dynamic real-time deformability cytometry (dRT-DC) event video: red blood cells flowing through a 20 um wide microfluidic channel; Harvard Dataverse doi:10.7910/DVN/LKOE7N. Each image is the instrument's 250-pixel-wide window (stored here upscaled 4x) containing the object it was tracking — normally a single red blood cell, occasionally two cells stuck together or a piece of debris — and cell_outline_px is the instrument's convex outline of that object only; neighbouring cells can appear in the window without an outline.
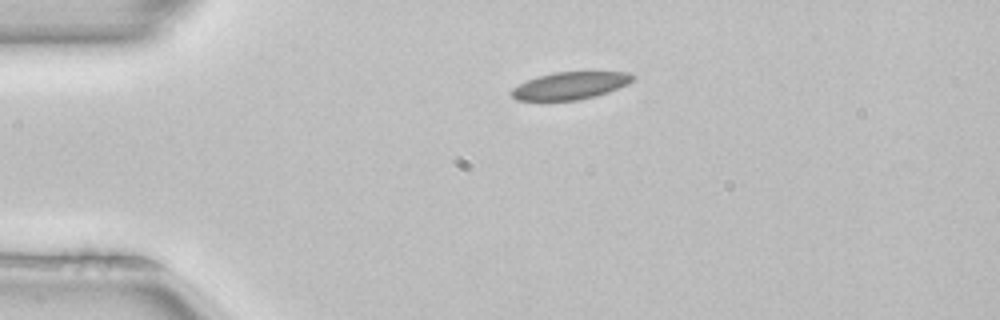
{"species": "common noctule bat (a hibernating species)", "species_latin": "Nyctalus noctula", "temperature_condition": "room temperature", "stored_images_in_passage": 41, "camera_frame_rate_fps": 3000, "um_per_image_px": 0.085, "animal": {"sex": "female", "body_mass_g": 22.7, "forearm_length_mm": 54.2}, "frame": {"image": 1, "passage_image": 1, "time_ms": 0.0, "image_size_px": [1000, 320], "cell_outline_px": [[636, 76], [628, 84], [608, 92], [576, 100], [516, 100], [508, 92], [512, 88], [528, 80], [540, 76], [556, 72], [628, 72]], "centroid_in_image_um": [48.46, 7.28], "position_along_channel_um": 36.5, "area_um2": 19.07}}
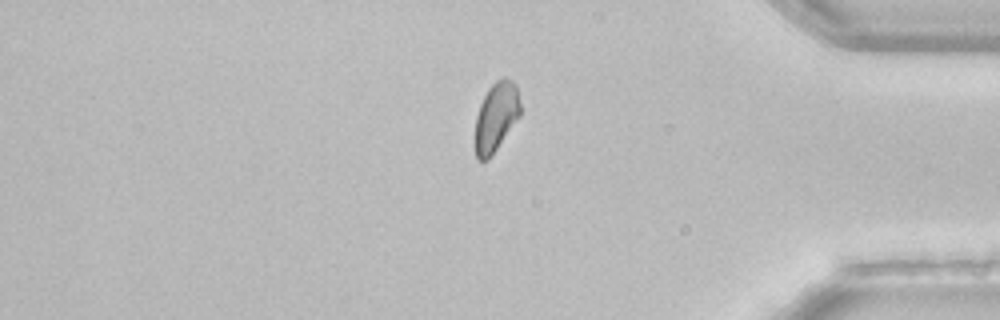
{"frame": {"image": 2, "passage_image": 33, "time_ms": 10.667, "image_size_px": [1000, 320], "cell_outline_px": [[520, 116], [492, 156], [488, 160], [476, 160], [476, 116], [480, 104], [488, 88], [496, 80], [504, 76], [512, 80], [516, 84], [520, 104]], "centroid_in_image_um": [42.18, 9.92], "position_along_channel_um": 393.0, "area_um2": 18.26}}
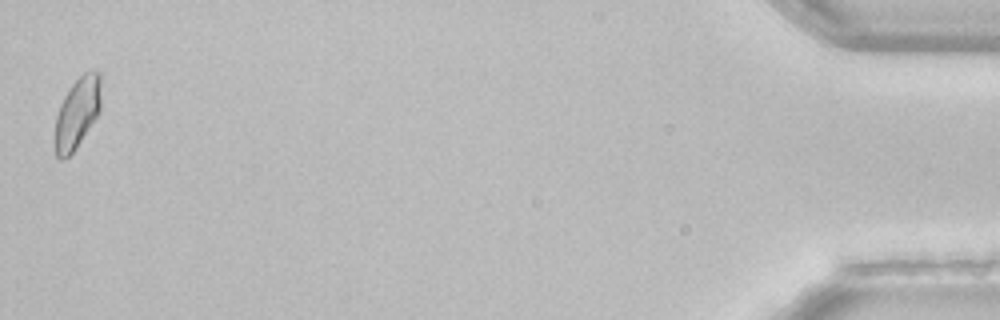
{"frame": {"image": 3, "passage_image": 41, "time_ms": 13.333, "image_size_px": [1000, 320], "cell_outline_px": [[100, 112], [76, 148], [64, 160], [60, 160], [56, 156], [52, 144], [52, 140], [56, 116], [60, 104], [68, 88], [84, 72], [100, 72]], "centroid_in_image_um": [6.5, 9.67], "position_along_channel_um": 428.7, "area_um2": 19.42}, "authors_computed_cell_mechanics": {"area_um2": 19.1896, "velocity_mm_per_s": 3.946, "shape_relaxation_time_tau1_ms": 6.1961, "shape_relaxation_time_tau2_ms": null, "deformation_change_tau1": 0.0948, "deformation_change_tau2": null}}